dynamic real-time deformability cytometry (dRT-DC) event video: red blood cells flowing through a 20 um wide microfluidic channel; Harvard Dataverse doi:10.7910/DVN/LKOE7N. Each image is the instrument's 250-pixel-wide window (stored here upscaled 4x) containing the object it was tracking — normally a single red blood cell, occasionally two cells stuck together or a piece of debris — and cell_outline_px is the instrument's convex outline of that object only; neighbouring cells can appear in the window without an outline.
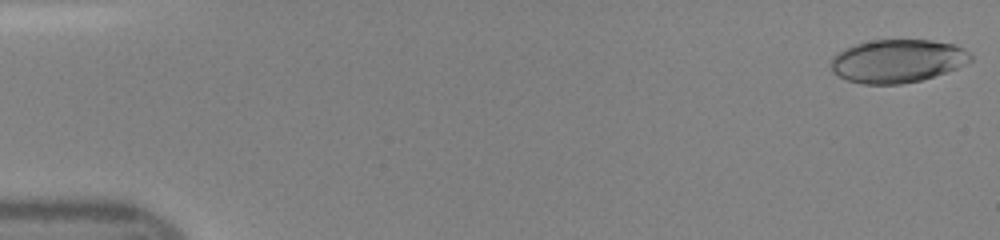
{"species": "human", "species_latin": "Homo sapiens", "temperature_condition": "room temperature", "stored_images_in_passage": 47, "camera_frame_rate_fps": 3000, "um_per_image_px": 0.085, "donor": {"sex": "female"}, "frame": {"image": 1, "passage_image": 1, "time_ms": 0.0, "image_size_px": [1000, 240], "cell_outline_px": [[972, 60], [956, 68], [920, 80], [900, 84], [864, 84], [848, 80], [832, 72], [832, 56], [836, 52], [844, 48], [856, 44], [872, 40], [932, 40], [952, 44], [964, 48], [972, 56]], "centroid_in_image_um": [76.26, 5.17], "position_along_channel_um": 8.7, "area_um2": 34.91}}
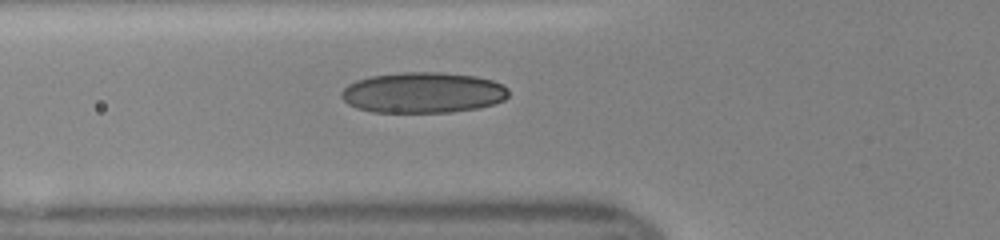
{"frame": {"image": 2, "passage_image": 17, "time_ms": 5.333, "image_size_px": [1000, 240], "cell_outline_px": [[508, 96], [504, 100], [480, 108], [452, 112], [372, 112], [356, 108], [348, 104], [340, 96], [340, 92], [348, 84], [356, 80], [372, 76], [400, 72], [440, 72], [476, 76], [492, 80], [504, 84], [508, 88]], "centroid_in_image_um": [35.96, 7.87], "position_along_channel_um": 89.8, "area_um2": 40.0}}
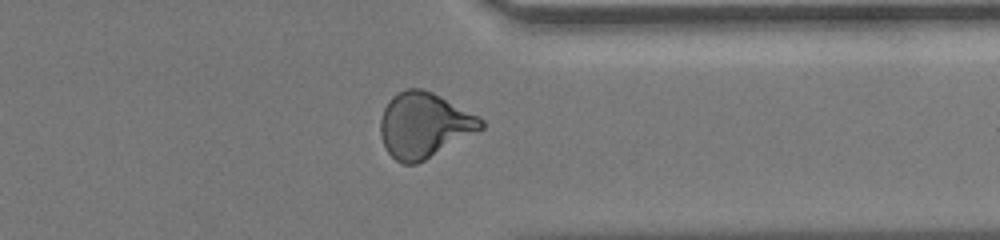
{"frame": {"image": 3, "passage_image": 37, "time_ms": 12.0, "image_size_px": [1000, 240], "cell_outline_px": [[484, 128], [424, 160], [416, 164], [404, 164], [396, 160], [388, 152], [380, 136], [380, 120], [384, 108], [388, 100], [392, 96], [404, 88], [420, 88], [432, 92], [480, 116], [484, 120]], "centroid_in_image_um": [36.04, 10.62], "position_along_channel_um": 375.4, "area_um2": 38.15}}